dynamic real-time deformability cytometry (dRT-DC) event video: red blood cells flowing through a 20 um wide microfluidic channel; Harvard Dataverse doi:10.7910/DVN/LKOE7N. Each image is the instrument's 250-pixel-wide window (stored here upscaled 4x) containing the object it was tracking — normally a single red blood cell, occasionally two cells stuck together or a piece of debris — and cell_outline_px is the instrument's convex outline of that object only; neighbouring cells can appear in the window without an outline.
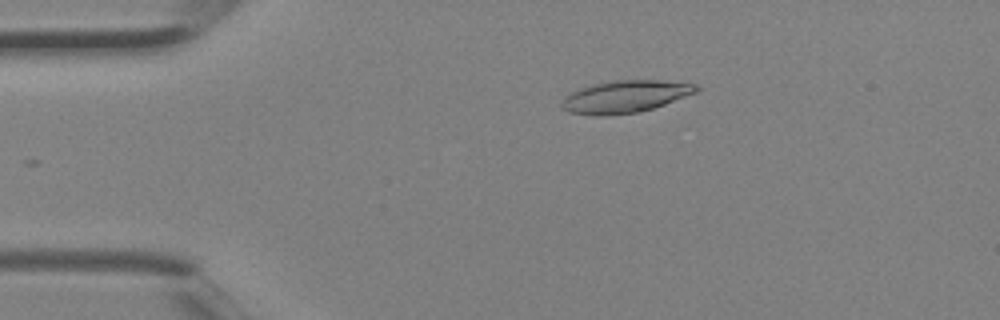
{"species": "Egyptian fruit bat (a non-hibernating species)", "species_latin": "Rousettus aegyptiacus", "temperature_condition": "room temperature", "stored_images_in_passage": 4, "camera_frame_rate_fps": 3000, "um_per_image_px": 0.085, "animal": {"sex": "female"}, "frame": {"image": 1, "passage_image": 4, "time_ms": 1.0, "image_size_px": [1000, 320], "cell_outline_px": [[700, 92], [640, 112], [568, 112], [560, 108], [560, 104], [564, 96], [580, 88], [612, 80], [660, 80], [696, 84], [700, 88]], "centroid_in_image_um": [53.23, 8.15], "position_along_channel_um": 31.8, "area_um2": 24.33}}